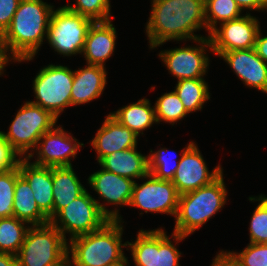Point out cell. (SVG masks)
<instances>
[{
    "mask_svg": "<svg viewBox=\"0 0 267 266\" xmlns=\"http://www.w3.org/2000/svg\"><path fill=\"white\" fill-rule=\"evenodd\" d=\"M174 90L188 113L201 111L211 96L204 78L179 80Z\"/></svg>",
    "mask_w": 267,
    "mask_h": 266,
    "instance_id": "484cf974",
    "label": "cell"
},
{
    "mask_svg": "<svg viewBox=\"0 0 267 266\" xmlns=\"http://www.w3.org/2000/svg\"><path fill=\"white\" fill-rule=\"evenodd\" d=\"M51 266H75V264L72 257L67 253L63 258Z\"/></svg>",
    "mask_w": 267,
    "mask_h": 266,
    "instance_id": "60d3db41",
    "label": "cell"
},
{
    "mask_svg": "<svg viewBox=\"0 0 267 266\" xmlns=\"http://www.w3.org/2000/svg\"><path fill=\"white\" fill-rule=\"evenodd\" d=\"M211 266H232V261L221 250L213 259Z\"/></svg>",
    "mask_w": 267,
    "mask_h": 266,
    "instance_id": "f35d334b",
    "label": "cell"
},
{
    "mask_svg": "<svg viewBox=\"0 0 267 266\" xmlns=\"http://www.w3.org/2000/svg\"><path fill=\"white\" fill-rule=\"evenodd\" d=\"M118 208L109 210L105 203L93 198L87 189L70 204L60 209L49 222L53 224L66 239L88 234L101 229L108 221H124Z\"/></svg>",
    "mask_w": 267,
    "mask_h": 266,
    "instance_id": "5b68a950",
    "label": "cell"
},
{
    "mask_svg": "<svg viewBox=\"0 0 267 266\" xmlns=\"http://www.w3.org/2000/svg\"><path fill=\"white\" fill-rule=\"evenodd\" d=\"M154 109L159 124L163 121L174 125L189 114L175 90L162 94L155 102Z\"/></svg>",
    "mask_w": 267,
    "mask_h": 266,
    "instance_id": "f1b7e54d",
    "label": "cell"
},
{
    "mask_svg": "<svg viewBox=\"0 0 267 266\" xmlns=\"http://www.w3.org/2000/svg\"><path fill=\"white\" fill-rule=\"evenodd\" d=\"M163 229H141L134 242L127 241L135 266H180L182 253Z\"/></svg>",
    "mask_w": 267,
    "mask_h": 266,
    "instance_id": "30bf717a",
    "label": "cell"
},
{
    "mask_svg": "<svg viewBox=\"0 0 267 266\" xmlns=\"http://www.w3.org/2000/svg\"><path fill=\"white\" fill-rule=\"evenodd\" d=\"M93 21L69 10L65 5L53 10L46 40L55 52L64 56L80 54Z\"/></svg>",
    "mask_w": 267,
    "mask_h": 266,
    "instance_id": "9c48e42d",
    "label": "cell"
},
{
    "mask_svg": "<svg viewBox=\"0 0 267 266\" xmlns=\"http://www.w3.org/2000/svg\"><path fill=\"white\" fill-rule=\"evenodd\" d=\"M223 173L209 185L179 195L171 238L177 243L200 229L227 202Z\"/></svg>",
    "mask_w": 267,
    "mask_h": 266,
    "instance_id": "3957f363",
    "label": "cell"
},
{
    "mask_svg": "<svg viewBox=\"0 0 267 266\" xmlns=\"http://www.w3.org/2000/svg\"><path fill=\"white\" fill-rule=\"evenodd\" d=\"M111 22H93L89 27L82 51L87 64L105 67V61L113 55L117 32Z\"/></svg>",
    "mask_w": 267,
    "mask_h": 266,
    "instance_id": "ffe728a7",
    "label": "cell"
},
{
    "mask_svg": "<svg viewBox=\"0 0 267 266\" xmlns=\"http://www.w3.org/2000/svg\"><path fill=\"white\" fill-rule=\"evenodd\" d=\"M20 175L18 165L0 171V218L14 216L13 202L16 178Z\"/></svg>",
    "mask_w": 267,
    "mask_h": 266,
    "instance_id": "1f68e13d",
    "label": "cell"
},
{
    "mask_svg": "<svg viewBox=\"0 0 267 266\" xmlns=\"http://www.w3.org/2000/svg\"><path fill=\"white\" fill-rule=\"evenodd\" d=\"M20 175L29 183L40 211L50 220L53 211L52 167L38 166L27 158L18 162Z\"/></svg>",
    "mask_w": 267,
    "mask_h": 266,
    "instance_id": "d6986e66",
    "label": "cell"
},
{
    "mask_svg": "<svg viewBox=\"0 0 267 266\" xmlns=\"http://www.w3.org/2000/svg\"><path fill=\"white\" fill-rule=\"evenodd\" d=\"M20 159L10 144L0 135V171L16 167Z\"/></svg>",
    "mask_w": 267,
    "mask_h": 266,
    "instance_id": "e575fe53",
    "label": "cell"
},
{
    "mask_svg": "<svg viewBox=\"0 0 267 266\" xmlns=\"http://www.w3.org/2000/svg\"><path fill=\"white\" fill-rule=\"evenodd\" d=\"M170 152L167 148L162 147L154 152L150 149V154L148 155L149 173L155 178L167 181L173 180L180 160L177 157L172 159L171 156L175 153L173 151L171 152L172 155H170Z\"/></svg>",
    "mask_w": 267,
    "mask_h": 266,
    "instance_id": "f546056e",
    "label": "cell"
},
{
    "mask_svg": "<svg viewBox=\"0 0 267 266\" xmlns=\"http://www.w3.org/2000/svg\"><path fill=\"white\" fill-rule=\"evenodd\" d=\"M193 42L199 43V46L186 45L185 47L171 48L170 50H162L158 55L170 74L178 81L204 78L208 72L210 59L206 50L209 48L212 51L209 36H203V38H198Z\"/></svg>",
    "mask_w": 267,
    "mask_h": 266,
    "instance_id": "8fae6325",
    "label": "cell"
},
{
    "mask_svg": "<svg viewBox=\"0 0 267 266\" xmlns=\"http://www.w3.org/2000/svg\"><path fill=\"white\" fill-rule=\"evenodd\" d=\"M254 49L257 55L267 63V35L263 36L261 29L257 34Z\"/></svg>",
    "mask_w": 267,
    "mask_h": 266,
    "instance_id": "74e56055",
    "label": "cell"
},
{
    "mask_svg": "<svg viewBox=\"0 0 267 266\" xmlns=\"http://www.w3.org/2000/svg\"><path fill=\"white\" fill-rule=\"evenodd\" d=\"M241 10H267V0H234Z\"/></svg>",
    "mask_w": 267,
    "mask_h": 266,
    "instance_id": "8d00e7d4",
    "label": "cell"
},
{
    "mask_svg": "<svg viewBox=\"0 0 267 266\" xmlns=\"http://www.w3.org/2000/svg\"><path fill=\"white\" fill-rule=\"evenodd\" d=\"M33 195L29 183L19 175L16 178L13 197L14 216L30 226L49 223V219L40 211Z\"/></svg>",
    "mask_w": 267,
    "mask_h": 266,
    "instance_id": "d4e9b609",
    "label": "cell"
},
{
    "mask_svg": "<svg viewBox=\"0 0 267 266\" xmlns=\"http://www.w3.org/2000/svg\"><path fill=\"white\" fill-rule=\"evenodd\" d=\"M110 115L138 136L143 135L145 129L157 124L154 106L151 107L149 99L146 98L121 107Z\"/></svg>",
    "mask_w": 267,
    "mask_h": 266,
    "instance_id": "cb8c5ba5",
    "label": "cell"
},
{
    "mask_svg": "<svg viewBox=\"0 0 267 266\" xmlns=\"http://www.w3.org/2000/svg\"><path fill=\"white\" fill-rule=\"evenodd\" d=\"M99 165L105 170L128 179H143L149 174L148 155L137 151V146L105 156Z\"/></svg>",
    "mask_w": 267,
    "mask_h": 266,
    "instance_id": "7402d4cb",
    "label": "cell"
},
{
    "mask_svg": "<svg viewBox=\"0 0 267 266\" xmlns=\"http://www.w3.org/2000/svg\"><path fill=\"white\" fill-rule=\"evenodd\" d=\"M75 4L65 5L69 10L91 19L93 22L110 21V0H75Z\"/></svg>",
    "mask_w": 267,
    "mask_h": 266,
    "instance_id": "d6a6232c",
    "label": "cell"
},
{
    "mask_svg": "<svg viewBox=\"0 0 267 266\" xmlns=\"http://www.w3.org/2000/svg\"><path fill=\"white\" fill-rule=\"evenodd\" d=\"M237 266H267V243H248L241 252L223 251Z\"/></svg>",
    "mask_w": 267,
    "mask_h": 266,
    "instance_id": "836d02e7",
    "label": "cell"
},
{
    "mask_svg": "<svg viewBox=\"0 0 267 266\" xmlns=\"http://www.w3.org/2000/svg\"><path fill=\"white\" fill-rule=\"evenodd\" d=\"M123 225L108 221L101 229L69 240L68 254L75 266H108L125 257L122 243Z\"/></svg>",
    "mask_w": 267,
    "mask_h": 266,
    "instance_id": "277c9868",
    "label": "cell"
},
{
    "mask_svg": "<svg viewBox=\"0 0 267 266\" xmlns=\"http://www.w3.org/2000/svg\"><path fill=\"white\" fill-rule=\"evenodd\" d=\"M84 146L78 142L71 133L66 132L62 126H54L45 132L39 139L33 153L29 154L28 160L37 158L31 162L44 167H68L72 166L71 160L75 159L79 148Z\"/></svg>",
    "mask_w": 267,
    "mask_h": 266,
    "instance_id": "5bb4252c",
    "label": "cell"
},
{
    "mask_svg": "<svg viewBox=\"0 0 267 266\" xmlns=\"http://www.w3.org/2000/svg\"><path fill=\"white\" fill-rule=\"evenodd\" d=\"M209 33L212 52L220 57L224 52L254 48L260 30L259 20L247 13L223 22Z\"/></svg>",
    "mask_w": 267,
    "mask_h": 266,
    "instance_id": "4fadbf2b",
    "label": "cell"
},
{
    "mask_svg": "<svg viewBox=\"0 0 267 266\" xmlns=\"http://www.w3.org/2000/svg\"><path fill=\"white\" fill-rule=\"evenodd\" d=\"M0 266H17L16 255L0 252Z\"/></svg>",
    "mask_w": 267,
    "mask_h": 266,
    "instance_id": "ab89813d",
    "label": "cell"
},
{
    "mask_svg": "<svg viewBox=\"0 0 267 266\" xmlns=\"http://www.w3.org/2000/svg\"><path fill=\"white\" fill-rule=\"evenodd\" d=\"M204 9L208 36L218 23L221 24L242 16V10L234 0H204Z\"/></svg>",
    "mask_w": 267,
    "mask_h": 266,
    "instance_id": "83f0119b",
    "label": "cell"
},
{
    "mask_svg": "<svg viewBox=\"0 0 267 266\" xmlns=\"http://www.w3.org/2000/svg\"><path fill=\"white\" fill-rule=\"evenodd\" d=\"M5 62V60L3 59L1 52H0V66Z\"/></svg>",
    "mask_w": 267,
    "mask_h": 266,
    "instance_id": "ee69618b",
    "label": "cell"
},
{
    "mask_svg": "<svg viewBox=\"0 0 267 266\" xmlns=\"http://www.w3.org/2000/svg\"><path fill=\"white\" fill-rule=\"evenodd\" d=\"M106 67L86 64L74 70L71 106L90 103L101 96L107 84Z\"/></svg>",
    "mask_w": 267,
    "mask_h": 266,
    "instance_id": "44dd1931",
    "label": "cell"
},
{
    "mask_svg": "<svg viewBox=\"0 0 267 266\" xmlns=\"http://www.w3.org/2000/svg\"><path fill=\"white\" fill-rule=\"evenodd\" d=\"M9 62H4L1 66H0V76L2 75V74H4V69H5V67H6V65L8 64Z\"/></svg>",
    "mask_w": 267,
    "mask_h": 266,
    "instance_id": "7bdbcfd3",
    "label": "cell"
},
{
    "mask_svg": "<svg viewBox=\"0 0 267 266\" xmlns=\"http://www.w3.org/2000/svg\"><path fill=\"white\" fill-rule=\"evenodd\" d=\"M53 211L52 217L80 196L86 188L81 184L73 166L52 167Z\"/></svg>",
    "mask_w": 267,
    "mask_h": 266,
    "instance_id": "603a6c76",
    "label": "cell"
},
{
    "mask_svg": "<svg viewBox=\"0 0 267 266\" xmlns=\"http://www.w3.org/2000/svg\"><path fill=\"white\" fill-rule=\"evenodd\" d=\"M222 58L246 87L267 94V63L254 48L224 52Z\"/></svg>",
    "mask_w": 267,
    "mask_h": 266,
    "instance_id": "2e32d148",
    "label": "cell"
},
{
    "mask_svg": "<svg viewBox=\"0 0 267 266\" xmlns=\"http://www.w3.org/2000/svg\"><path fill=\"white\" fill-rule=\"evenodd\" d=\"M53 10L43 0L20 1L10 26L0 36V52L6 62L31 61L37 55L47 38Z\"/></svg>",
    "mask_w": 267,
    "mask_h": 266,
    "instance_id": "7a4b0ae2",
    "label": "cell"
},
{
    "mask_svg": "<svg viewBox=\"0 0 267 266\" xmlns=\"http://www.w3.org/2000/svg\"><path fill=\"white\" fill-rule=\"evenodd\" d=\"M57 120L49 111L26 101L15 114L9 131H0V135L20 158H27L35 149L40 137L51 130Z\"/></svg>",
    "mask_w": 267,
    "mask_h": 266,
    "instance_id": "8992f818",
    "label": "cell"
},
{
    "mask_svg": "<svg viewBox=\"0 0 267 266\" xmlns=\"http://www.w3.org/2000/svg\"><path fill=\"white\" fill-rule=\"evenodd\" d=\"M67 241L50 222L30 226L16 254L17 266H51L68 253Z\"/></svg>",
    "mask_w": 267,
    "mask_h": 266,
    "instance_id": "52a82bcc",
    "label": "cell"
},
{
    "mask_svg": "<svg viewBox=\"0 0 267 266\" xmlns=\"http://www.w3.org/2000/svg\"><path fill=\"white\" fill-rule=\"evenodd\" d=\"M138 137L133 131L108 114L90 142L97 153V162L99 163L109 154L136 147Z\"/></svg>",
    "mask_w": 267,
    "mask_h": 266,
    "instance_id": "e0dca14e",
    "label": "cell"
},
{
    "mask_svg": "<svg viewBox=\"0 0 267 266\" xmlns=\"http://www.w3.org/2000/svg\"><path fill=\"white\" fill-rule=\"evenodd\" d=\"M21 0H0V36L10 26Z\"/></svg>",
    "mask_w": 267,
    "mask_h": 266,
    "instance_id": "d590c367",
    "label": "cell"
},
{
    "mask_svg": "<svg viewBox=\"0 0 267 266\" xmlns=\"http://www.w3.org/2000/svg\"><path fill=\"white\" fill-rule=\"evenodd\" d=\"M147 181H135L129 206L144 210V213H163L174 216L177 213L179 194L172 181L155 178L148 174Z\"/></svg>",
    "mask_w": 267,
    "mask_h": 266,
    "instance_id": "7c38bea8",
    "label": "cell"
},
{
    "mask_svg": "<svg viewBox=\"0 0 267 266\" xmlns=\"http://www.w3.org/2000/svg\"><path fill=\"white\" fill-rule=\"evenodd\" d=\"M151 14L145 26L150 49L168 41L203 38L194 32L205 29L204 0H151Z\"/></svg>",
    "mask_w": 267,
    "mask_h": 266,
    "instance_id": "6da1fadb",
    "label": "cell"
},
{
    "mask_svg": "<svg viewBox=\"0 0 267 266\" xmlns=\"http://www.w3.org/2000/svg\"><path fill=\"white\" fill-rule=\"evenodd\" d=\"M180 155L179 166L172 180L179 195L209 185L223 173L220 164L209 172L200 149L193 141L183 148Z\"/></svg>",
    "mask_w": 267,
    "mask_h": 266,
    "instance_id": "9a60e30c",
    "label": "cell"
},
{
    "mask_svg": "<svg viewBox=\"0 0 267 266\" xmlns=\"http://www.w3.org/2000/svg\"><path fill=\"white\" fill-rule=\"evenodd\" d=\"M90 187L97 192L99 199L114 206H129L136 180L128 179L101 167L88 177Z\"/></svg>",
    "mask_w": 267,
    "mask_h": 266,
    "instance_id": "ac0fdd59",
    "label": "cell"
},
{
    "mask_svg": "<svg viewBox=\"0 0 267 266\" xmlns=\"http://www.w3.org/2000/svg\"><path fill=\"white\" fill-rule=\"evenodd\" d=\"M29 227L28 223L15 216L0 218V252L16 255L20 251Z\"/></svg>",
    "mask_w": 267,
    "mask_h": 266,
    "instance_id": "4316f807",
    "label": "cell"
},
{
    "mask_svg": "<svg viewBox=\"0 0 267 266\" xmlns=\"http://www.w3.org/2000/svg\"><path fill=\"white\" fill-rule=\"evenodd\" d=\"M249 201L259 202L253 215L251 216L249 225L250 243L263 244L267 243V196L259 195L249 197Z\"/></svg>",
    "mask_w": 267,
    "mask_h": 266,
    "instance_id": "4dcf8cb0",
    "label": "cell"
},
{
    "mask_svg": "<svg viewBox=\"0 0 267 266\" xmlns=\"http://www.w3.org/2000/svg\"><path fill=\"white\" fill-rule=\"evenodd\" d=\"M128 257H124L122 260L116 262V263H113V264H110L108 266H130L129 265V260L127 259Z\"/></svg>",
    "mask_w": 267,
    "mask_h": 266,
    "instance_id": "b9f144b4",
    "label": "cell"
},
{
    "mask_svg": "<svg viewBox=\"0 0 267 266\" xmlns=\"http://www.w3.org/2000/svg\"><path fill=\"white\" fill-rule=\"evenodd\" d=\"M74 71L68 66L53 65L43 67L33 80L34 101H29L49 111L59 118L65 108L71 106V90Z\"/></svg>",
    "mask_w": 267,
    "mask_h": 266,
    "instance_id": "ba28073f",
    "label": "cell"
}]
</instances>
